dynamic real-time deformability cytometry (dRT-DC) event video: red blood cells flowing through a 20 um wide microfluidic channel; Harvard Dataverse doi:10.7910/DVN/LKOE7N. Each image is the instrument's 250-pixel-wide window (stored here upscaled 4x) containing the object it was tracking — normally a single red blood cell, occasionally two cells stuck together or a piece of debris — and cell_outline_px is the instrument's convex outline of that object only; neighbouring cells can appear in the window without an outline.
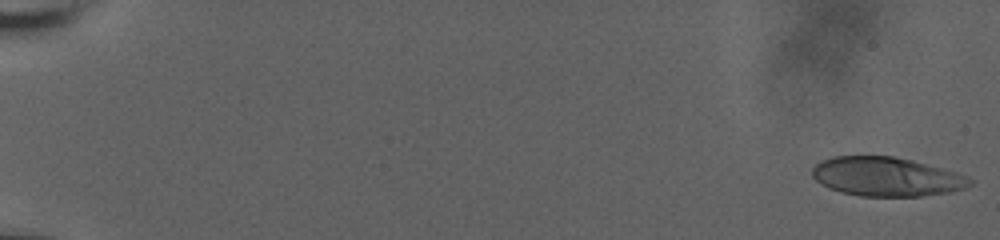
{"species": "human", "species_latin": "Homo sapiens", "temperature_condition": "room temperature", "stored_images_in_passage": 27, "camera_frame_rate_fps": 3000, "um_per_image_px": 0.085, "donor": {"sex": "male"}, "frame": {"image": 1, "passage_image": 1, "time_ms": 0.0, "image_size_px": [1000, 240], "cell_outline_px": [[976, 180], [972, 184], [964, 188], [952, 192], [920, 196], [860, 196], [840, 192], [828, 188], [820, 184], [812, 176], [812, 168], [820, 160], [832, 156], [892, 156], [912, 160], [956, 172], [968, 176]], "centroid_in_image_um": [75.35, 15.02], "position_along_channel_um": 9.7, "area_um2": 36.18}}
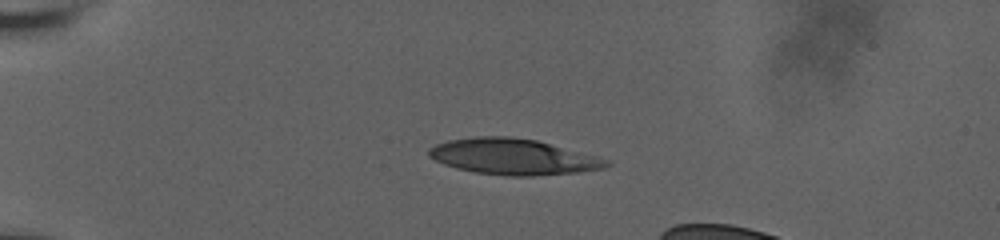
{"frame": {"image": 2, "passage_image": 17, "time_ms": 5.0, "image_size_px": [1000, 240], "cell_outline_px": [[612, 164], [604, 168], [576, 172], [532, 176], [508, 176], [476, 172], [456, 168], [444, 164], [428, 156], [428, 148], [436, 144], [448, 140], [476, 136], [512, 136], [536, 140], [600, 156], [612, 160]], "centroid_in_image_um": [43.66, 13.31], "position_along_channel_um": 41.3, "area_um2": 37.4}}
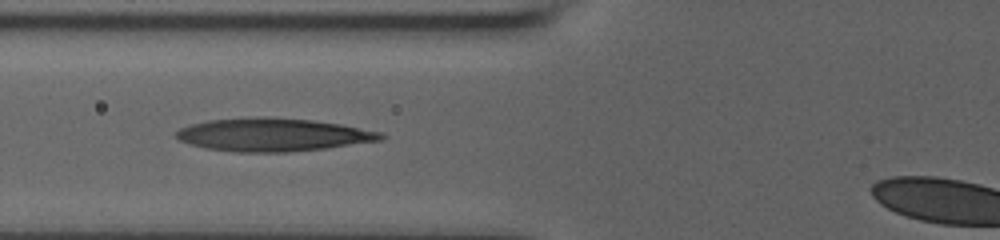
{"frame": {"image": 3, "passage_image": 26, "time_ms": 8.0, "image_size_px": [1000, 240], "cell_outline_px": [[388, 136], [384, 140], [328, 148], [288, 152], [236, 152], [208, 148], [192, 144], [180, 140], [176, 136], [176, 132], [180, 128], [192, 124], [208, 120], [260, 116], [272, 116], [312, 120], [340, 124], [384, 132]], "centroid_in_image_um": [23.3, 11.44], "position_along_channel_um": 102.5, "area_um2": 39.71}}